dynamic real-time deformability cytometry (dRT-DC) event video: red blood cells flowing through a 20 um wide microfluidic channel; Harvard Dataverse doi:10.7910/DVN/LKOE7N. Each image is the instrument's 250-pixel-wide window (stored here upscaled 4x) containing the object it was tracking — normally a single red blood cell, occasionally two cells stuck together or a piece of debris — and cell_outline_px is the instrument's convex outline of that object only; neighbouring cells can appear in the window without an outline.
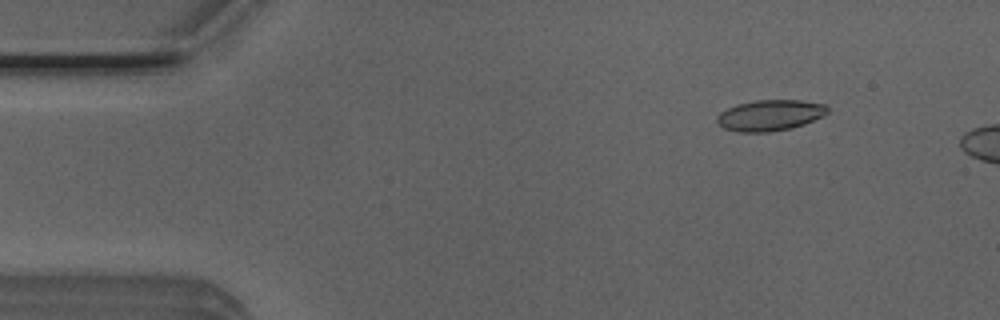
{"species": "Egyptian fruit bat (a non-hibernating species)", "species_latin": "Rousettus aegyptiacus", "temperature_condition": "room temperature", "stored_images_in_passage": 9, "camera_frame_rate_fps": 3000, "um_per_image_px": 0.085, "animal": {"sex": "male"}, "frame": {"image": 1, "passage_image": 6, "time_ms": 1.667, "image_size_px": [1000, 320], "cell_outline_px": [[828, 112], [824, 116], [804, 124], [792, 128], [772, 132], [736, 132], [724, 128], [716, 120], [716, 116], [720, 112], [736, 104], [756, 100], [800, 100], [824, 104], [828, 108]], "centroid_in_image_um": [65.45, 9.8], "position_along_channel_um": 19.6, "area_um2": 20.06}}